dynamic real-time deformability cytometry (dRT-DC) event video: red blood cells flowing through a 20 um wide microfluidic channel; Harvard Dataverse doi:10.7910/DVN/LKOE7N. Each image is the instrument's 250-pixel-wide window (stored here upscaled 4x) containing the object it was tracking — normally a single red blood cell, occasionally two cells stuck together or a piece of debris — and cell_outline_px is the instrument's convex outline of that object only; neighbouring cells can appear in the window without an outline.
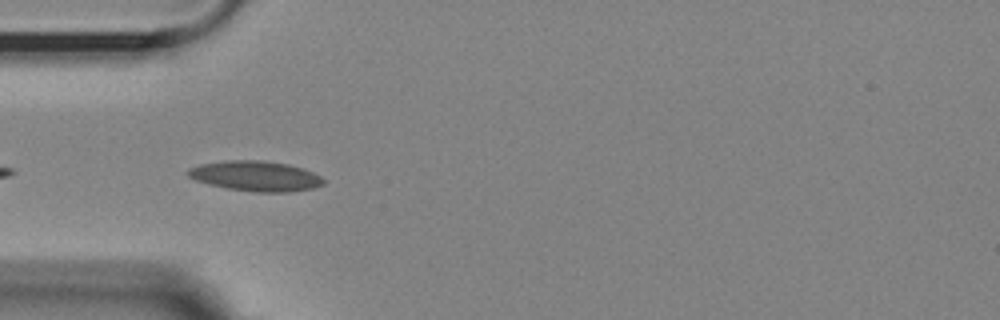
{"species": "Egyptian fruit bat (a non-hibernating species)", "species_latin": "Rousettus aegyptiacus", "temperature_condition": "room temperature", "stored_images_in_passage": 6, "camera_frame_rate_fps": 3000, "um_per_image_px": 0.085, "animal": {"sex": "female"}, "frame": {"image": 1, "passage_image": 3, "time_ms": 0.667, "image_size_px": [1000, 320], "cell_outline_px": [[324, 184], [312, 188], [288, 192], [252, 192], [228, 188], [208, 184], [196, 180], [188, 176], [184, 172], [188, 168], [200, 164], [224, 160], [260, 160], [288, 164], [304, 168], [320, 176], [324, 180]], "centroid_in_image_um": [21.69, 14.96], "position_along_channel_um": 63.3, "area_um2": 23.93}}
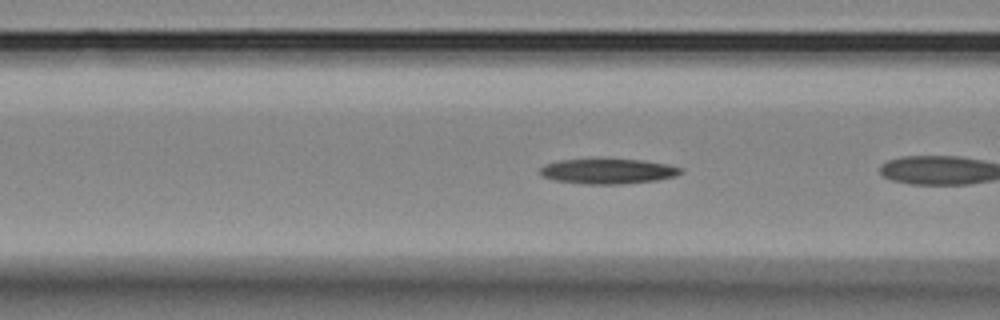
{"frame": {"image": 2, "passage_image": 5, "time_ms": 1.333, "image_size_px": [1000, 320], "cell_outline_px": [[684, 172], [676, 176], [656, 180], [620, 184], [588, 184], [556, 180], [540, 176], [540, 168], [544, 164], [560, 160], [644, 160], [668, 164], [684, 168]], "centroid_in_image_um": [51.72, 14.56], "position_along_channel_um": 114.9, "area_um2": 20.4}}